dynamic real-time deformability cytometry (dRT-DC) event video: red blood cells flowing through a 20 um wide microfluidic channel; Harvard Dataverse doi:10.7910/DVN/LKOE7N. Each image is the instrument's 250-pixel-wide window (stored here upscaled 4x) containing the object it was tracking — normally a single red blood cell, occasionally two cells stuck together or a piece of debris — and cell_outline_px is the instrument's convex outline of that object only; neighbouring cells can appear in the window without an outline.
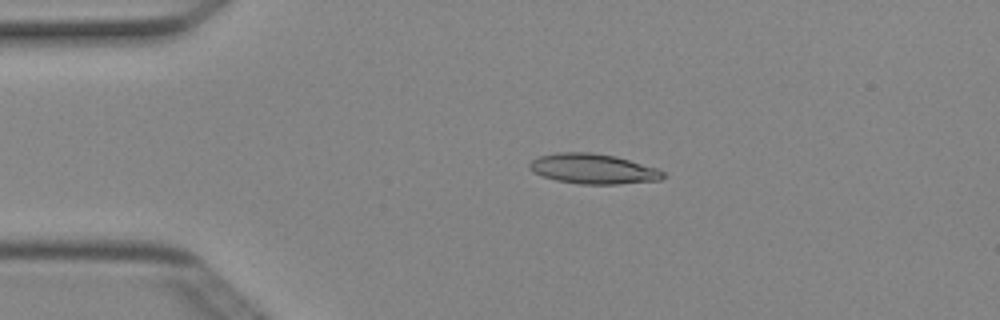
{"species": "Egyptian fruit bat (a non-hibernating species)", "species_latin": "Rousettus aegyptiacus", "temperature_condition": "cold", "stored_images_in_passage": 2, "camera_frame_rate_fps": 3000, "um_per_image_px": 0.085, "animal": {"sex": "female"}, "frame": {"image": 1, "passage_image": 1, "time_ms": 0.0, "image_size_px": [1000, 320], "cell_outline_px": [[664, 176], [660, 180], [616, 184], [580, 184], [556, 180], [532, 172], [528, 168], [528, 164], [532, 160], [540, 156], [556, 152], [592, 152], [616, 156], [656, 168], [664, 172]], "centroid_in_image_um": [50.38, 14.34], "position_along_channel_um": 34.6, "area_um2": 23.35}}